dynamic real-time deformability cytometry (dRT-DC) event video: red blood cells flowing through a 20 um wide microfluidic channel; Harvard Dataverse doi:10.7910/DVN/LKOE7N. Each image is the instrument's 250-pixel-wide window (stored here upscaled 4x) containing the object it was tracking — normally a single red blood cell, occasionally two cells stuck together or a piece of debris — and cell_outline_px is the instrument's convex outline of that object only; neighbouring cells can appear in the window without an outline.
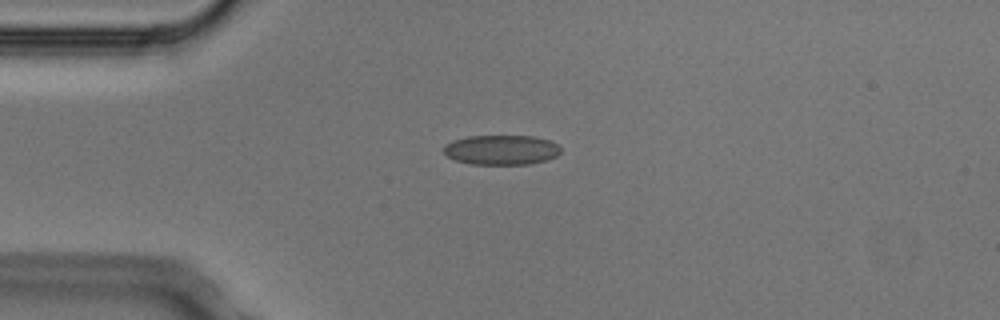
{"species": "Egyptian fruit bat (a non-hibernating species)", "species_latin": "Rousettus aegyptiacus", "temperature_condition": "cold", "stored_images_in_passage": 6, "camera_frame_rate_fps": 3000, "um_per_image_px": 0.085, "animal": {"sex": "male"}, "frame": {"image": 1, "passage_image": 1, "time_ms": 0.0, "image_size_px": [1000, 320], "cell_outline_px": [[560, 152], [556, 156], [548, 160], [528, 164], [472, 164], [456, 160], [448, 156], [444, 152], [444, 148], [452, 140], [468, 136], [532, 136], [548, 140], [556, 144], [560, 148]], "centroid_in_image_um": [42.63, 12.74], "position_along_channel_um": 42.4, "area_um2": 20.11}}
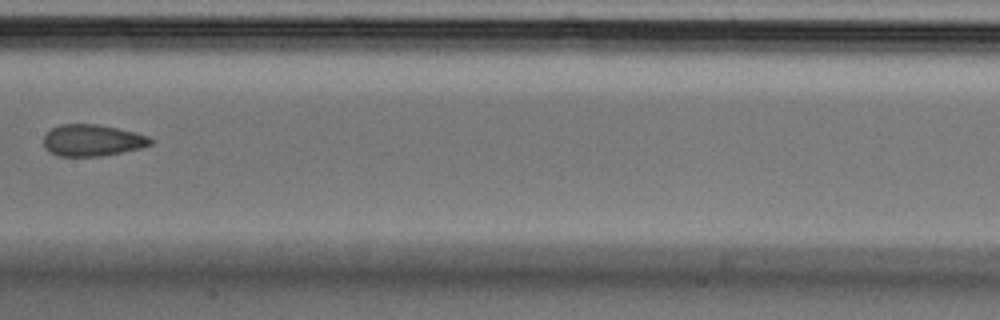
{"frame": {"image": 2, "passage_image": 5, "time_ms": 1.333, "image_size_px": [1000, 320], "cell_outline_px": [[152, 144], [140, 148], [100, 156], [56, 156], [48, 152], [44, 148], [44, 136], [52, 128], [60, 124], [96, 124], [136, 132], [148, 136], [152, 140]], "centroid_in_image_um": [7.81, 11.93], "position_along_channel_um": 199.6, "area_um2": 19.65}}
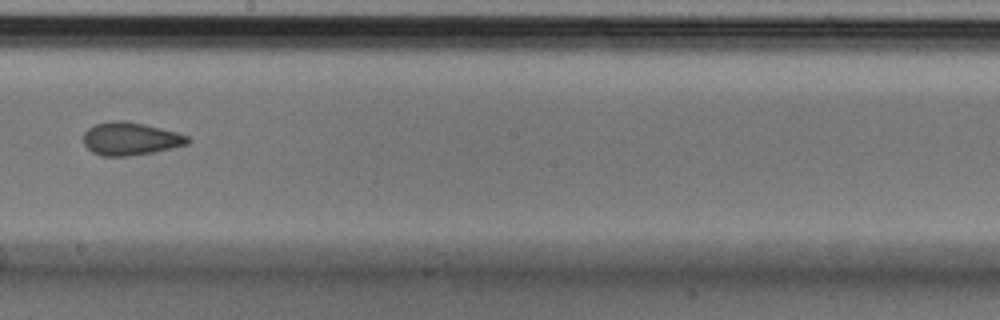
{"frame": {"image": 3, "passage_image": 6, "time_ms": 1.667, "image_size_px": [1000, 320], "cell_outline_px": [[192, 140], [188, 144], [172, 148], [152, 152], [128, 156], [100, 156], [92, 152], [84, 144], [84, 132], [88, 128], [96, 124], [108, 120], [124, 120], [144, 124], [176, 132], [188, 136]], "centroid_in_image_um": [11.08, 11.79], "position_along_channel_um": 237.1, "area_um2": 20.06}}